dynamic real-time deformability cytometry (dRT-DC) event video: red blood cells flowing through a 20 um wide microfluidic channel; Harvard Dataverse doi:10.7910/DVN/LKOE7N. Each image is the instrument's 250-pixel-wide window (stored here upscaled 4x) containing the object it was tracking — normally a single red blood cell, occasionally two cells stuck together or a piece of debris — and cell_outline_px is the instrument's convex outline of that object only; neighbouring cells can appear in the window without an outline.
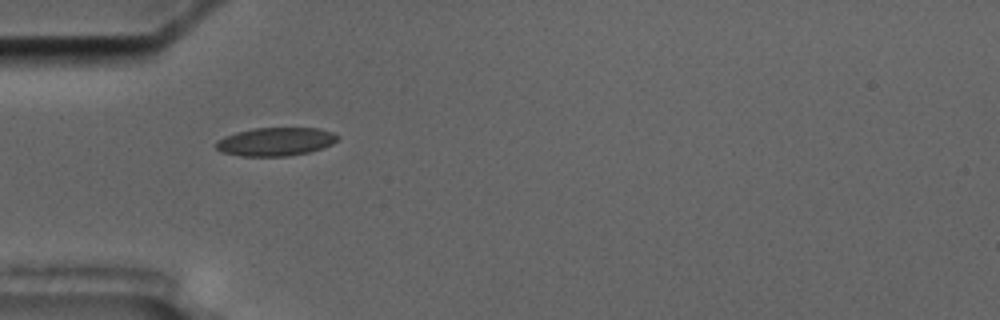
{"species": "common noctule bat (a hibernating species)", "species_latin": "Nyctalus noctula", "temperature_condition": "cold", "stored_images_in_passage": 2, "camera_frame_rate_fps": 3000, "um_per_image_px": 0.085, "animal": {"sex": "male", "body_mass_g": 17.5, "forearm_length_mm": 52.3}, "frame": {"image": 1, "passage_image": 1, "time_ms": 0.0, "image_size_px": [1000, 320], "cell_outline_px": [[340, 136], [332, 144], [308, 152], [288, 156], [240, 156], [220, 152], [216, 148], [216, 140], [224, 136], [236, 132], [252, 128], [316, 128], [332, 132]], "centroid_in_image_um": [23.37, 12.04], "position_along_channel_um": 61.6, "area_um2": 20.11}}